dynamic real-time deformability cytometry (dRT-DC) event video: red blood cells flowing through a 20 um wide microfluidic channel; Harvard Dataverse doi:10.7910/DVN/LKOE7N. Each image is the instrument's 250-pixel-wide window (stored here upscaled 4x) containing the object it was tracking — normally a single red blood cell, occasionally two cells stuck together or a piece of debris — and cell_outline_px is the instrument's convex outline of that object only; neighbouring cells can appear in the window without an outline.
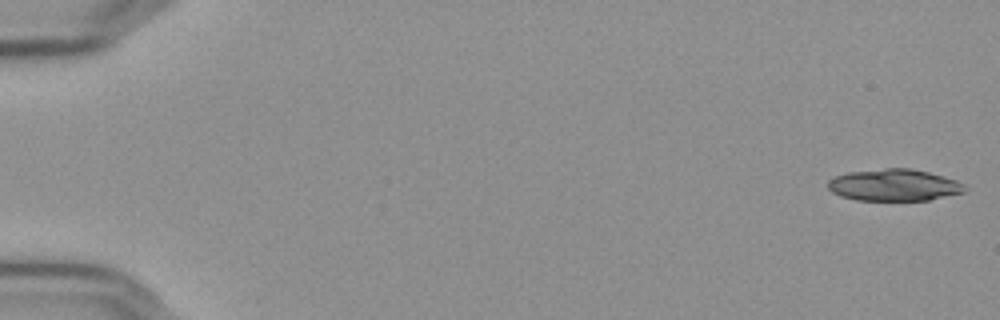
{"species": "Egyptian fruit bat (a non-hibernating species)", "species_latin": "Rousettus aegyptiacus", "temperature_condition": "cold", "stored_images_in_passage": 55, "segment_of_instrument_passage": [1, 2], "camera_frame_rate_fps": 3000, "um_per_image_px": 0.085, "frame": {"image": 1, "passage_image": 1, "time_ms": 0.0, "image_size_px": [1000, 320], "cell_outline_px": [[968, 188], [964, 192], [928, 200], [856, 200], [840, 196], [832, 192], [828, 188], [828, 180], [836, 176], [848, 172], [884, 168], [908, 168], [928, 172], [956, 180], [964, 184]], "centroid_in_image_um": [75.99, 15.73], "position_along_channel_um": 9.0, "area_um2": 25.32}}
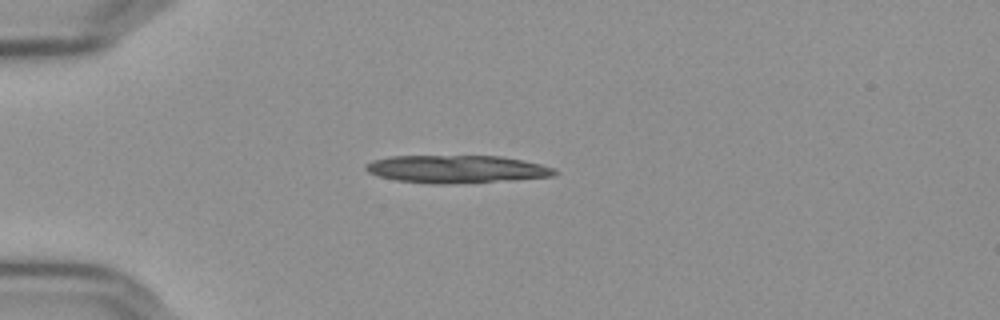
{"frame": {"image": 2, "passage_image": 15, "time_ms": 4.667, "image_size_px": [1000, 320], "cell_outline_px": [[556, 172], [552, 176], [512, 180], [448, 184], [432, 184], [396, 180], [376, 176], [368, 172], [364, 168], [364, 164], [372, 160], [392, 156], [500, 156], [540, 164], [552, 168]], "centroid_in_image_um": [38.72, 14.38], "position_along_channel_um": 46.3, "area_um2": 30.46}}